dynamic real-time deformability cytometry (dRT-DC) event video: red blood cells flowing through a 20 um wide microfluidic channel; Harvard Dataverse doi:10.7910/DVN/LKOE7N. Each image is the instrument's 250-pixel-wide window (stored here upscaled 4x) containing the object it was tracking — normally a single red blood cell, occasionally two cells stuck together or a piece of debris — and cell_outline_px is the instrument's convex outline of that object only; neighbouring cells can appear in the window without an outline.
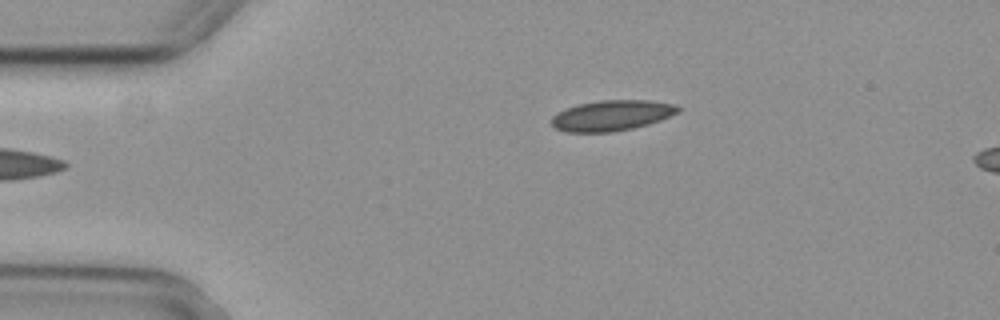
{"species": "common noctule bat (a hibernating species)", "species_latin": "Nyctalus noctula", "temperature_condition": "cold", "stored_images_in_passage": 2, "camera_frame_rate_fps": 3000, "um_per_image_px": 0.085, "animal": {"sex": "female", "body_mass_g": 29.2, "forearm_length_mm": 56.3}, "frame": {"image": 1, "passage_image": 1, "time_ms": 0.0, "image_size_px": [1000, 320], "cell_outline_px": [[684, 108], [680, 112], [660, 120], [648, 124], [632, 128], [612, 132], [564, 132], [556, 128], [552, 124], [552, 116], [556, 112], [564, 108], [576, 104], [600, 100], [652, 100], [676, 104]], "centroid_in_image_um": [52.02, 9.8], "position_along_channel_um": 33.0, "area_um2": 22.89}}